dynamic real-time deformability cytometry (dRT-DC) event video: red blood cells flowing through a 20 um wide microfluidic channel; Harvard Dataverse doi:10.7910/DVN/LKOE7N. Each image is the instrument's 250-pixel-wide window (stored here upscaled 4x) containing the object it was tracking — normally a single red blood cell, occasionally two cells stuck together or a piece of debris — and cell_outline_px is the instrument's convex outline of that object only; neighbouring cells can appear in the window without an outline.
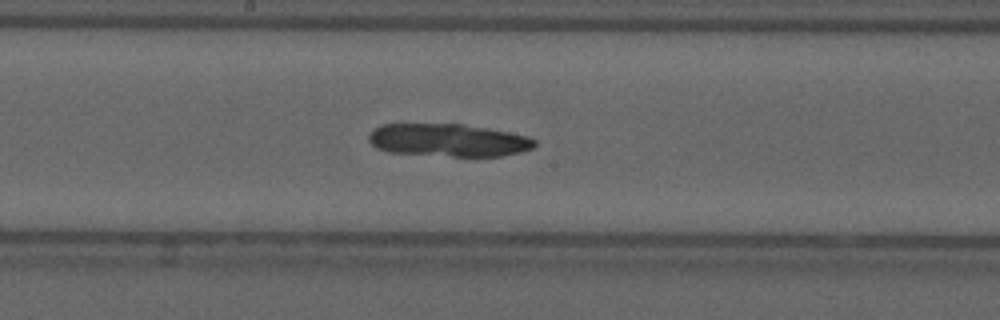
{"species": "common noctule bat (a hibernating species)", "species_latin": "Nyctalus noctula", "temperature_condition": "cold", "stored_images_in_passage": 42, "camera_frame_rate_fps": 3000, "um_per_image_px": 0.085, "animal": {"sex": "male", "forearm_length_mm": 52.5}, "frame": {"image": 1, "passage_image": 15, "time_ms": 4.667, "image_size_px": [1000, 320], "cell_outline_px": [[536, 144], [532, 148], [520, 152], [500, 156], [452, 156], [388, 152], [376, 148], [368, 140], [368, 136], [380, 124], [464, 124], [488, 128], [528, 136], [536, 140]], "centroid_in_image_um": [38.1, 11.91], "position_along_channel_um": 210.1, "area_um2": 31.62}}